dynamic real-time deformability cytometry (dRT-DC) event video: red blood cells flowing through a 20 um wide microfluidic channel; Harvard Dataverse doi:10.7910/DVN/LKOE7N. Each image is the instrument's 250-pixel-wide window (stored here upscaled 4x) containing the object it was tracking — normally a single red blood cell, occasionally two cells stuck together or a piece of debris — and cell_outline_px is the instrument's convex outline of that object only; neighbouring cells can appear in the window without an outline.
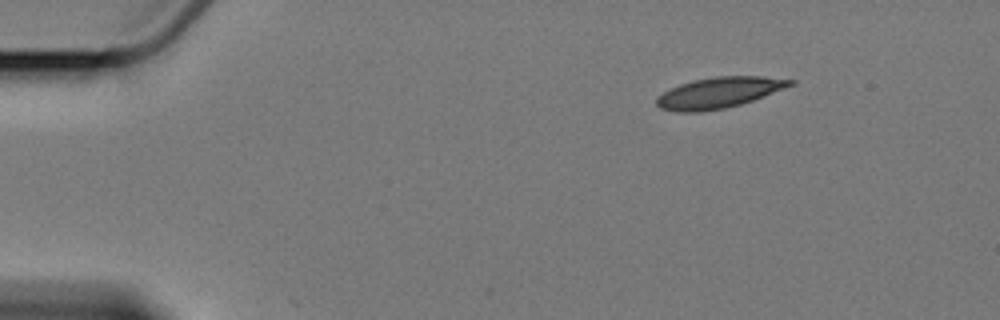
{"species": "Egyptian fruit bat (a non-hibernating species)", "species_latin": "Rousettus aegyptiacus", "temperature_condition": "cold", "stored_images_in_passage": 4, "camera_frame_rate_fps": 3000, "um_per_image_px": 0.085, "animal": {"sex": "female"}, "frame": {"image": 1, "passage_image": 1, "time_ms": 0.0, "image_size_px": [1000, 320], "cell_outline_px": [[796, 84], [752, 100], [740, 104], [724, 108], [700, 112], [676, 112], [660, 108], [656, 104], [656, 96], [680, 84], [692, 80], [716, 76], [764, 76], [796, 80]], "centroid_in_image_um": [61.11, 7.87], "position_along_channel_um": 23.9, "area_um2": 23.99}}
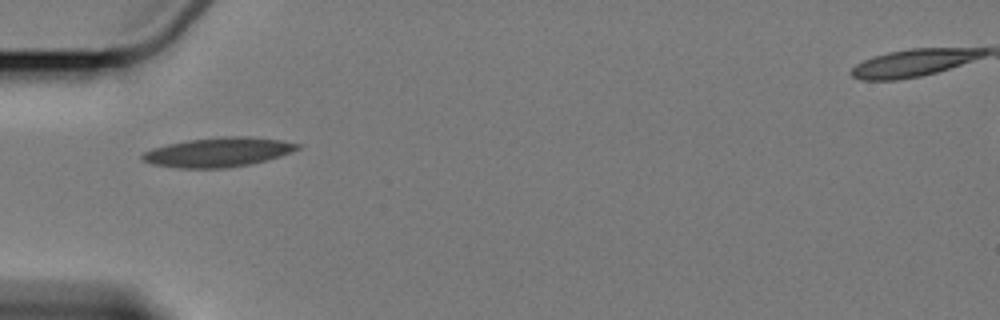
{"frame": {"image": 2, "passage_image": 4, "time_ms": 3.667, "image_size_px": [1000, 320], "cell_outline_px": [[304, 144], [300, 148], [292, 152], [280, 156], [252, 164], [228, 168], [180, 168], [152, 164], [140, 160], [140, 156], [144, 152], [152, 148], [168, 144], [188, 140], [220, 136], [248, 136], [280, 140]], "centroid_in_image_um": [18.56, 12.93], "position_along_channel_um": 66.4, "area_um2": 26.82}}